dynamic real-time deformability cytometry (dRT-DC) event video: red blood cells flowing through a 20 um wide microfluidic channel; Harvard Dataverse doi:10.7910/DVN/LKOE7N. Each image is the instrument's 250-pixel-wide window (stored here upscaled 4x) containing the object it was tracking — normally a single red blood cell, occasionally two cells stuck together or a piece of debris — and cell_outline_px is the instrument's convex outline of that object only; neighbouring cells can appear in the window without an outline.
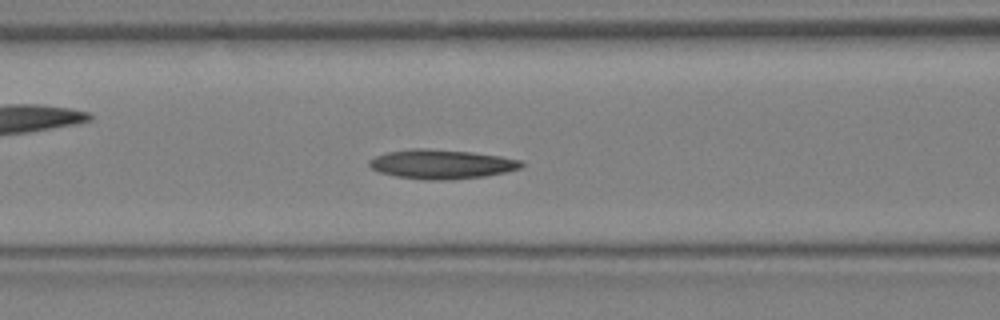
{"species": "Egyptian fruit bat (a non-hibernating species)", "species_latin": "Rousettus aegyptiacus", "temperature_condition": "warm", "stored_images_in_passage": 16, "camera_frame_rate_fps": 3000, "um_per_image_px": 0.085, "animal": {"sex": "female"}, "frame": {"image": 1, "passage_image": 12, "time_ms": 3.667, "image_size_px": [1000, 320], "cell_outline_px": [[524, 164], [520, 168], [504, 172], [484, 176], [452, 180], [424, 180], [396, 176], [380, 172], [372, 168], [368, 164], [368, 160], [376, 156], [388, 152], [412, 148], [428, 148], [472, 152], [500, 156], [520, 160]], "centroid_in_image_um": [37.51, 13.95], "position_along_channel_um": 129.1, "area_um2": 25.95}}
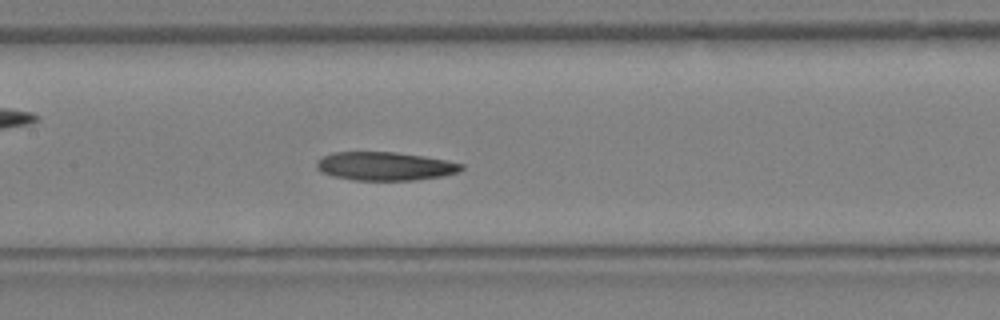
{"frame": {"image": 2, "passage_image": 14, "time_ms": 4.333, "image_size_px": [1000, 320], "cell_outline_px": [[464, 168], [460, 172], [440, 176], [416, 180], [356, 180], [332, 176], [320, 172], [316, 168], [316, 160], [320, 156], [332, 152], [396, 152], [424, 156], [448, 160], [464, 164]], "centroid_in_image_um": [32.7, 14.12], "position_along_channel_um": 174.7, "area_um2": 24.33}}
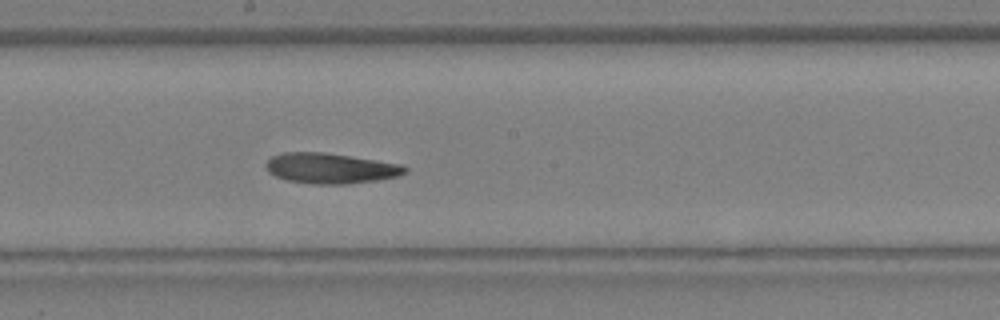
{"frame": {"image": 3, "passage_image": 16, "time_ms": 5.0, "image_size_px": [1000, 320], "cell_outline_px": [[408, 172], [400, 176], [376, 180], [348, 184], [312, 184], [288, 180], [276, 176], [268, 172], [264, 164], [272, 156], [284, 152], [324, 152], [376, 160], [400, 164], [408, 168]], "centroid_in_image_um": [28.1, 14.3], "position_along_channel_um": 220.1, "area_um2": 24.68}}